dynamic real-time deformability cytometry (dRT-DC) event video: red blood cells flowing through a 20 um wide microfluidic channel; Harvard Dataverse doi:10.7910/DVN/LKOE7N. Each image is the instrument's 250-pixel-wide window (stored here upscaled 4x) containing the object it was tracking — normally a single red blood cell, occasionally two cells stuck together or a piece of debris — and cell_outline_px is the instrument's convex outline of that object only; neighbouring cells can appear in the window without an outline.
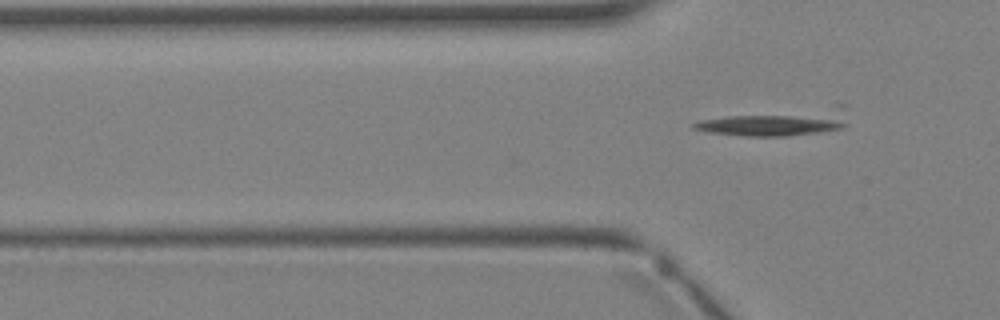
{"species": "Egyptian fruit bat (a non-hibernating species)", "species_latin": "Rousettus aegyptiacus", "temperature_condition": "warm", "stored_images_in_passage": 4, "segment_of_instrument_passage": [2, 2], "camera_frame_rate_fps": 3000, "um_per_image_px": 0.085, "animal": {"sex": "female"}, "frame": {"image": 1, "passage_image": 4, "time_ms": 3.667, "image_size_px": [1000, 320], "cell_outline_px": [[844, 124], [840, 128], [820, 132], [788, 136], [748, 136], [708, 132], [692, 128], [692, 124], [700, 120], [728, 116], [836, 104], [844, 104]], "centroid_in_image_um": [66.1, 10.38], "position_along_channel_um": 59.7, "area_um2": 23.7}}